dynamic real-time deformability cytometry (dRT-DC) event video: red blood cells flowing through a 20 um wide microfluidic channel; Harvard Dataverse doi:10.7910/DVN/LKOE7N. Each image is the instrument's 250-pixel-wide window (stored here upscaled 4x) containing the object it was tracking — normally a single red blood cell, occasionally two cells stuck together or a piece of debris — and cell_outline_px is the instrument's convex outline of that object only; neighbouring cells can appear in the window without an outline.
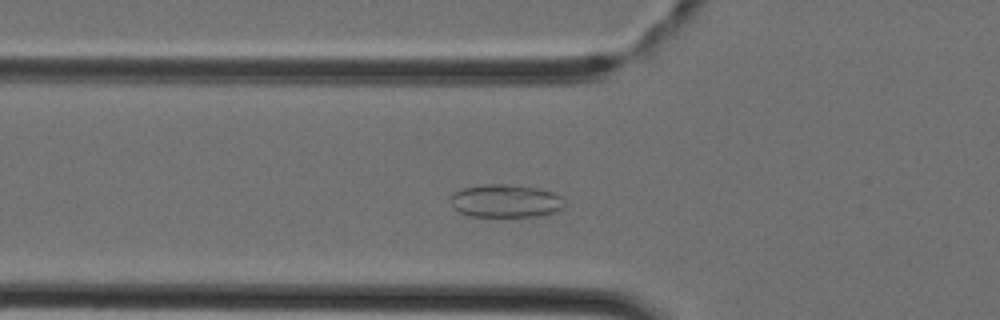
{"species": "Egyptian fruit bat (a non-hibernating species)", "species_latin": "Rousettus aegyptiacus", "temperature_condition": "cold", "stored_images_in_passage": 39, "camera_frame_rate_fps": 3000, "um_per_image_px": 0.085, "animal": {"sex": "female"}, "frame": {"image": 1, "passage_image": 10, "time_ms": 3.0, "image_size_px": [1000, 320], "cell_outline_px": [[564, 208], [556, 212], [540, 216], [468, 216], [452, 208], [448, 200], [452, 192], [464, 188], [484, 184], [504, 184], [536, 188], [556, 192], [564, 200]], "centroid_in_image_um": [42.95, 17.08], "position_along_channel_um": 82.8, "area_um2": 22.25}}
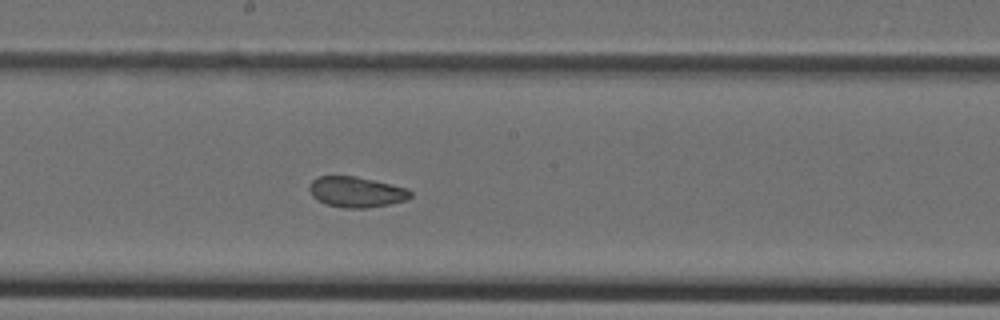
{"frame": {"image": 2, "passage_image": 19, "time_ms": 6.0, "image_size_px": [1000, 320], "cell_outline_px": [[412, 196], [404, 200], [388, 204], [368, 208], [344, 208], [324, 204], [312, 196], [308, 188], [308, 184], [312, 180], [320, 176], [356, 176], [408, 188], [412, 192]], "centroid_in_image_um": [30.25, 16.32], "position_along_channel_um": 217.9, "area_um2": 18.09}}
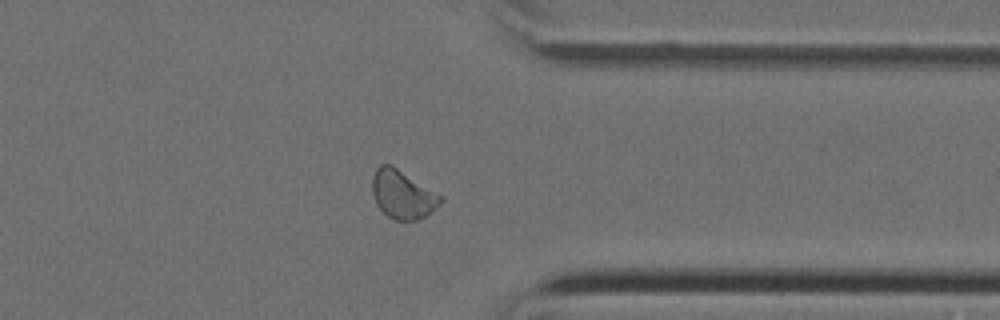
{"frame": {"image": 3, "passage_image": 30, "time_ms": 9.667, "image_size_px": [1000, 320], "cell_outline_px": [[444, 200], [440, 204], [424, 216], [416, 220], [396, 220], [388, 216], [376, 204], [372, 192], [372, 176], [376, 168], [380, 164], [392, 164], [444, 196]], "centroid_in_image_um": [34.22, 16.49], "position_along_channel_um": 377.2, "area_um2": 19.42}}